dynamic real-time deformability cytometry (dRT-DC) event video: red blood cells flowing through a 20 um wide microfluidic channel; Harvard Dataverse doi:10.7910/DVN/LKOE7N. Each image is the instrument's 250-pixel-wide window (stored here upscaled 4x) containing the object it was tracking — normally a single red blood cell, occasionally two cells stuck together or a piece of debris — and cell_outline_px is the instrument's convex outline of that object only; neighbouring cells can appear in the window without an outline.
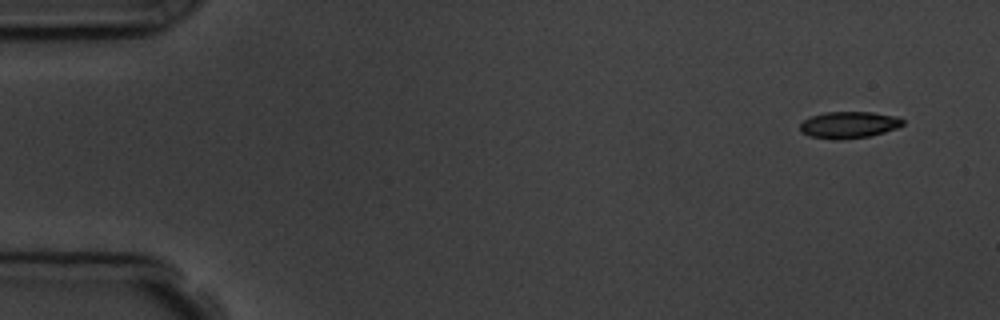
{"species": "common noctule bat (a hibernating species)", "species_latin": "Nyctalus noctula", "temperature_condition": "room temperature", "stored_images_in_passage": 7, "camera_frame_rate_fps": 3000, "um_per_image_px": 0.085, "animal": {"sex": "male", "body_mass_g": 19.5, "forearm_length_mm": 54.6}, "frame": {"image": 1, "passage_image": 1, "time_ms": 0.0, "image_size_px": [1000, 320], "cell_outline_px": [[904, 124], [896, 128], [884, 132], [868, 136], [840, 140], [836, 140], [808, 136], [800, 132], [800, 124], [804, 120], [812, 116], [824, 112], [872, 112], [896, 116], [904, 120]], "centroid_in_image_um": [72.13, 10.61], "position_along_channel_um": 12.9, "area_um2": 16.01}}
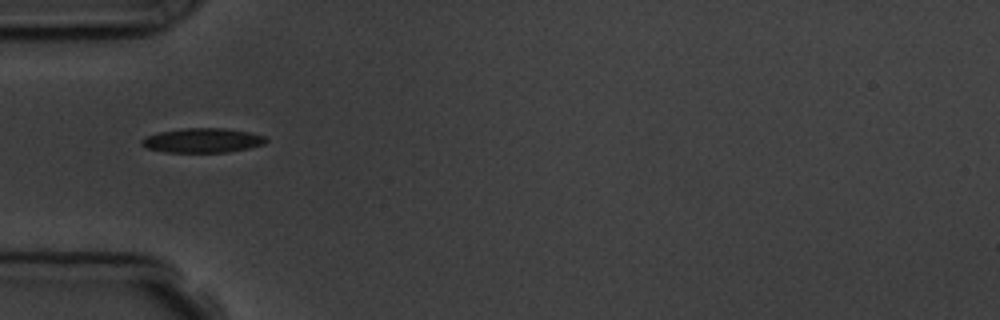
{"frame": {"image": 2, "passage_image": 5, "time_ms": 4.667, "image_size_px": [1000, 320], "cell_outline_px": [[268, 140], [264, 144], [248, 148], [228, 152], [164, 152], [148, 148], [140, 144], [140, 140], [148, 136], [160, 132], [184, 128], [224, 128], [248, 132], [264, 136]], "centroid_in_image_um": [17.21, 11.94], "position_along_channel_um": 67.8, "area_um2": 17.57}}